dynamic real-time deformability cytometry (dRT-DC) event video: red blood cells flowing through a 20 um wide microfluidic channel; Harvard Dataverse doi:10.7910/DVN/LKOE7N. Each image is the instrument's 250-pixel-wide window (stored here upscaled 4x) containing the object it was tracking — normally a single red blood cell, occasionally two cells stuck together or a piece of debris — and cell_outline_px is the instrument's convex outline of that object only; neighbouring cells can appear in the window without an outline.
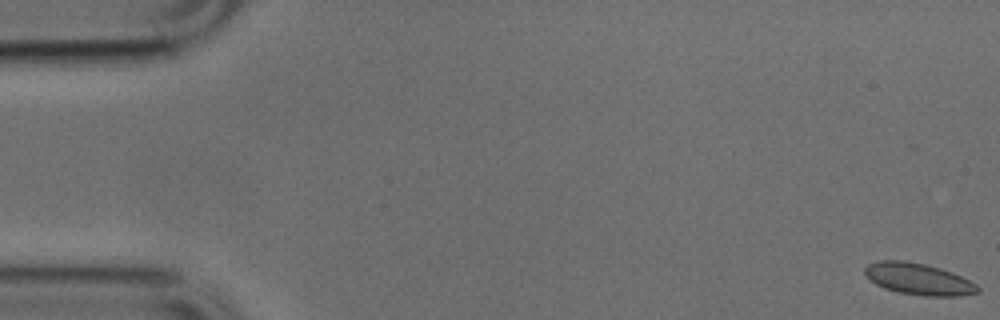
{"species": "common noctule bat (a hibernating species)", "species_latin": "Nyctalus noctula", "temperature_condition": "cold", "stored_images_in_passage": 51, "camera_frame_rate_fps": 3000, "um_per_image_px": 0.085, "animal": {"sex": "male", "body_mass_g": 17.9, "forearm_length_mm": 54.2}, "frame": {"image": 1, "passage_image": 1, "time_ms": 0.0, "image_size_px": [1000, 320], "cell_outline_px": [[980, 292], [956, 296], [924, 296], [900, 292], [884, 288], [876, 284], [864, 272], [864, 268], [868, 264], [880, 260], [904, 260], [924, 264], [940, 268], [952, 272], [976, 284], [980, 288]], "centroid_in_image_um": [78.08, 23.71], "position_along_channel_um": 6.9, "area_um2": 20.58}}
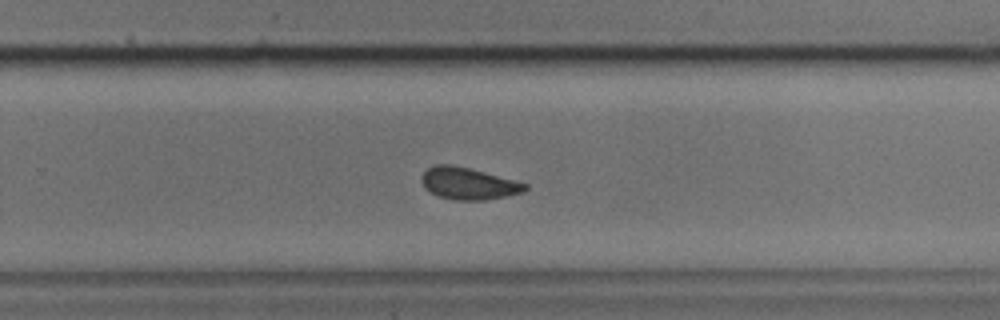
{"frame": {"image": 2, "passage_image": 33, "time_ms": 10.667, "image_size_px": [1000, 320], "cell_outline_px": [[528, 188], [524, 192], [484, 200], [456, 200], [440, 196], [424, 188], [420, 180], [420, 176], [428, 168], [436, 164], [452, 164], [484, 172], [528, 184]], "centroid_in_image_um": [39.78, 15.59], "position_along_channel_um": 290.0, "area_um2": 19.07}}
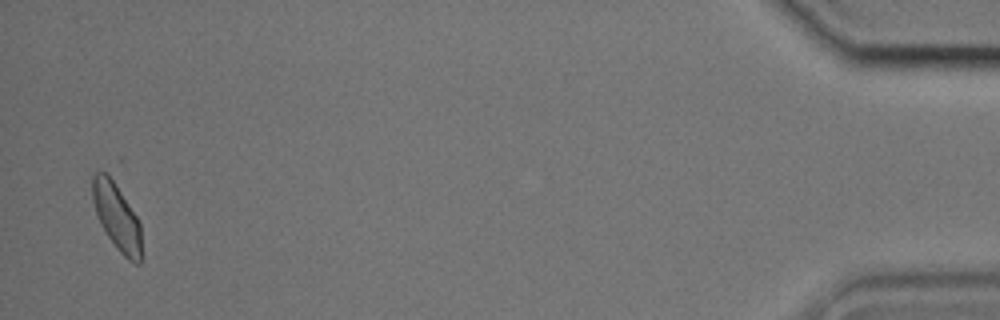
{"frame": {"image": 3, "passage_image": 50, "time_ms": 16.333, "image_size_px": [1000, 320], "cell_outline_px": [[140, 264], [136, 264], [128, 260], [116, 248], [108, 236], [96, 216], [92, 200], [92, 176], [96, 172], [108, 172], [136, 216], [140, 224]], "centroid_in_image_um": [9.89, 18.4], "position_along_channel_um": 425.3, "area_um2": 18.84}}